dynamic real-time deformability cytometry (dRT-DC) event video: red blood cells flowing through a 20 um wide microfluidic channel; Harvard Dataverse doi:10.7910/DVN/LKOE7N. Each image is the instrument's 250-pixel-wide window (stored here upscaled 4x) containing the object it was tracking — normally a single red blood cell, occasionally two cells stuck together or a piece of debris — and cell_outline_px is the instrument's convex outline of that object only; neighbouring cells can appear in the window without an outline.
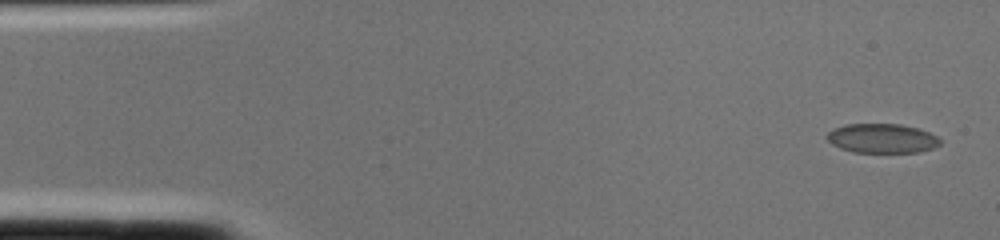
{"species": "common noctule bat (a hibernating species)", "species_latin": "Nyctalus noctula", "temperature_condition": "cold", "stored_images_in_passage": 2, "camera_frame_rate_fps": 3000, "um_per_image_px": 0.085, "animal": {"sex": "female", "body_mass_g": 22.0, "forearm_length_mm": 56.7}, "frame": {"image": 1, "passage_image": 1, "time_ms": 0.0, "image_size_px": [1000, 240], "cell_outline_px": [[940, 144], [932, 148], [920, 152], [852, 152], [840, 148], [832, 144], [824, 136], [832, 128], [844, 124], [900, 124], [916, 128], [928, 132], [936, 136], [940, 140]], "centroid_in_image_um": [74.91, 11.76], "position_along_channel_um": 10.1, "area_um2": 19.36}}
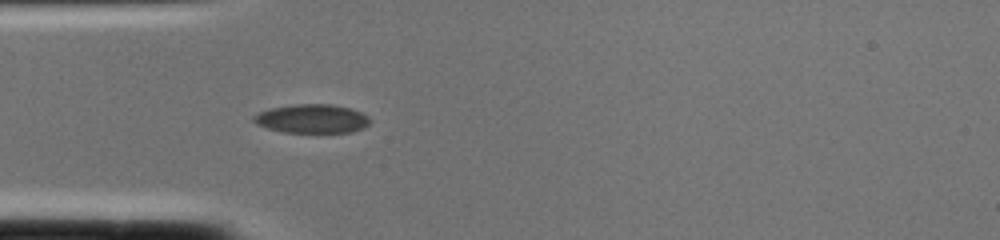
{"frame": {"image": 2, "passage_image": 2, "time_ms": 0.333, "image_size_px": [1000, 240], "cell_outline_px": [[372, 120], [364, 128], [352, 132], [284, 132], [268, 128], [256, 124], [252, 120], [252, 116], [260, 112], [272, 108], [292, 104], [332, 104], [352, 108], [368, 116]], "centroid_in_image_um": [26.54, 10.08], "position_along_channel_um": 58.5, "area_um2": 19.59}}